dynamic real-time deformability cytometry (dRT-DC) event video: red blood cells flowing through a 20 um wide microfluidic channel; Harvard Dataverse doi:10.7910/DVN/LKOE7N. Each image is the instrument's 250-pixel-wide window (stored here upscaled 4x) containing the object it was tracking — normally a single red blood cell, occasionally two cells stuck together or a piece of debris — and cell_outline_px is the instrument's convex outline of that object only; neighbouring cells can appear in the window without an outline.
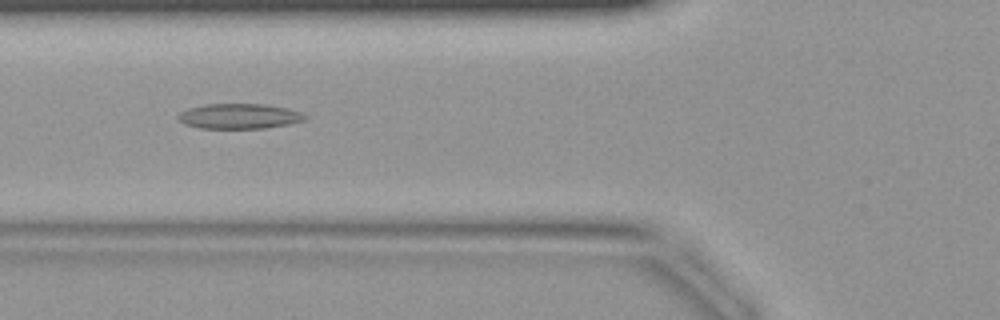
{"species": "common noctule bat (a hibernating species)", "species_latin": "Nyctalus noctula", "temperature_condition": "warm", "stored_images_in_passage": 28, "camera_frame_rate_fps": 3000, "um_per_image_px": 0.085, "animal": {"sex": "female", "body_mass_g": 19.9}, "frame": {"image": 1, "passage_image": 9, "time_ms": 2.667, "image_size_px": [1000, 320], "cell_outline_px": [[308, 116], [304, 120], [288, 124], [264, 128], [200, 128], [184, 124], [176, 120], [176, 116], [180, 112], [188, 108], [204, 104], [264, 104], [288, 108], [300, 112]], "centroid_in_image_um": [20.29, 9.87], "position_along_channel_um": 105.5, "area_um2": 18.67}}
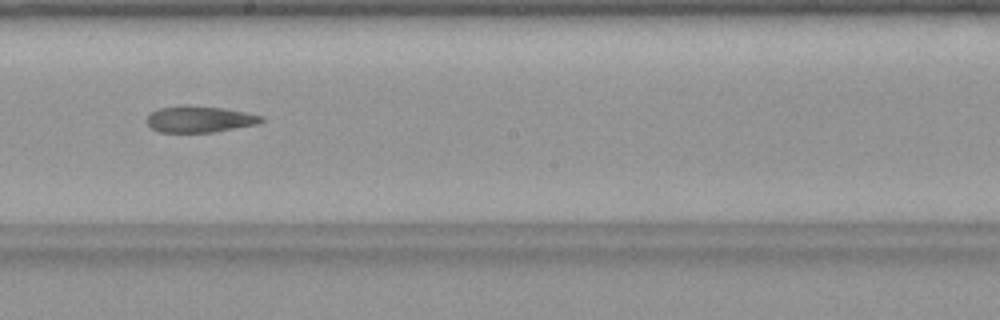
{"frame": {"image": 2, "passage_image": 17, "time_ms": 5.333, "image_size_px": [1000, 320], "cell_outline_px": [[264, 120], [256, 124], [212, 132], [160, 132], [152, 128], [148, 124], [148, 116], [152, 112], [160, 108], [224, 108], [264, 116]], "centroid_in_image_um": [17.01, 10.17], "position_along_channel_um": 231.2, "area_um2": 16.53}}
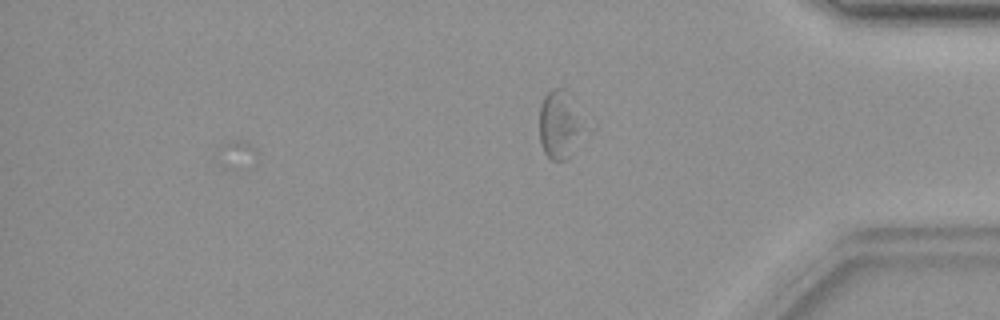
{"frame": {"image": 3, "passage_image": 28, "time_ms": 9.0, "image_size_px": [1000, 320], "cell_outline_px": [[580, 128], [568, 156], [564, 160], [552, 160], [544, 152], [540, 144], [540, 104], [544, 96], [552, 88], [564, 88], [572, 92]], "centroid_in_image_um": [47.45, 10.5], "position_along_channel_um": 387.7, "area_um2": 16.65}}